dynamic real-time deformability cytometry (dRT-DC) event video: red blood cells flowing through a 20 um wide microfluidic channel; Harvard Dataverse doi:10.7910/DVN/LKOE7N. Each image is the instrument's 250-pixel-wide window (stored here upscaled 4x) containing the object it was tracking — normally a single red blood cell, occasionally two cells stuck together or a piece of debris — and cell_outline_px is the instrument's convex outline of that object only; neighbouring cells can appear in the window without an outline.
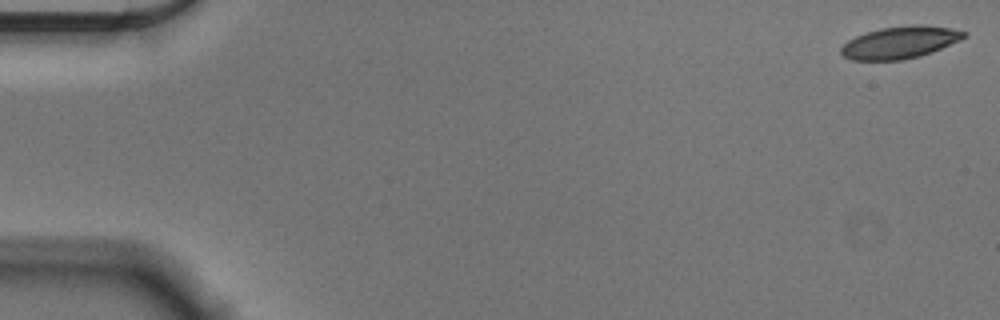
{"species": "Egyptian fruit bat (a non-hibernating species)", "species_latin": "Rousettus aegyptiacus", "temperature_condition": "cold", "stored_images_in_passage": 14, "camera_frame_rate_fps": 3000, "um_per_image_px": 0.085, "animal": {"sex": "male"}, "frame": {"image": 1, "passage_image": 1, "time_ms": 0.0, "image_size_px": [1000, 320], "cell_outline_px": [[968, 36], [960, 40], [932, 52], [920, 56], [904, 60], [852, 60], [844, 56], [840, 52], [840, 48], [848, 40], [856, 36], [880, 28], [916, 24], [924, 24], [952, 28], [968, 32]], "centroid_in_image_um": [76.54, 3.6], "position_along_channel_um": 8.5, "area_um2": 23.18}}